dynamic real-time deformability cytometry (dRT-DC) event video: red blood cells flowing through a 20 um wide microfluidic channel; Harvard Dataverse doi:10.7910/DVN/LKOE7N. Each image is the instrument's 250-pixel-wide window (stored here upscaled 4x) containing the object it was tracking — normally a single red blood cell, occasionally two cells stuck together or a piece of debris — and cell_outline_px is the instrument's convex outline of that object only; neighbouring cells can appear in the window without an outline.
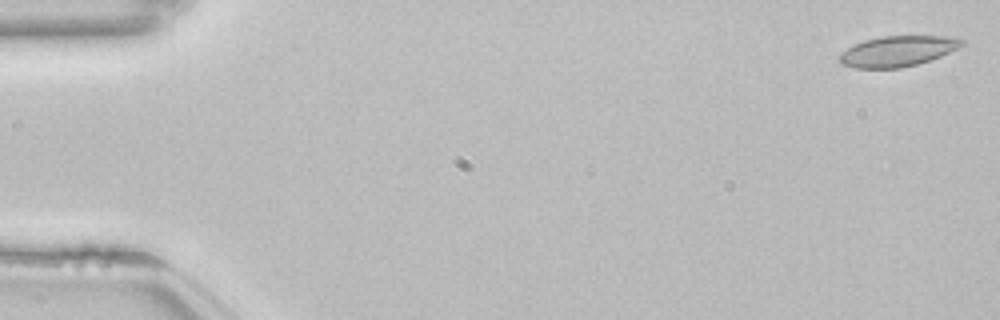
{"species": "common noctule bat (a hibernating species)", "species_latin": "Nyctalus noctula", "temperature_condition": "room temperature", "stored_images_in_passage": 49, "camera_frame_rate_fps": 3000, "um_per_image_px": 0.085, "animal": {"sex": "female", "body_mass_g": 22.7, "forearm_length_mm": 54.2}, "frame": {"image": 1, "passage_image": 1, "time_ms": 0.0, "image_size_px": [1000, 320], "cell_outline_px": [[964, 44], [960, 48], [940, 56], [916, 64], [900, 68], [852, 68], [840, 64], [836, 60], [836, 56], [840, 52], [864, 40], [880, 36], [956, 36], [964, 40]], "centroid_in_image_um": [76.27, 4.35], "position_along_channel_um": 8.7, "area_um2": 22.08}}
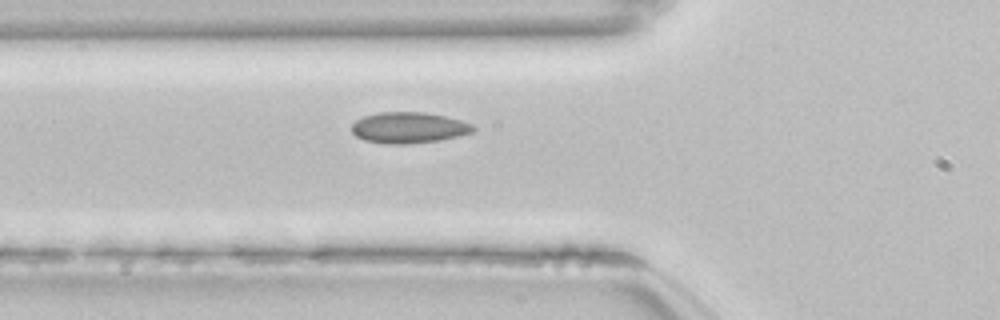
{"frame": {"image": 2, "passage_image": 19, "time_ms": 6.0, "image_size_px": [1000, 320], "cell_outline_px": [[476, 128], [472, 132], [460, 136], [440, 140], [408, 144], [384, 144], [364, 140], [356, 136], [352, 132], [352, 124], [356, 120], [364, 116], [380, 112], [424, 112], [444, 116], [460, 120], [472, 124]], "centroid_in_image_um": [34.74, 10.86], "position_along_channel_um": 91.1, "area_um2": 22.02}}
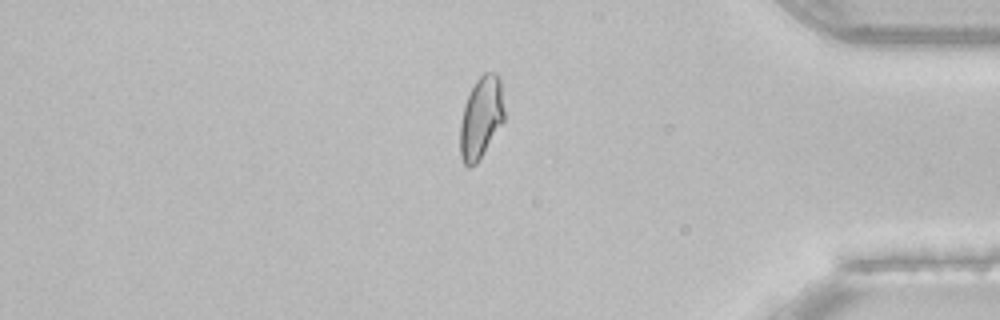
{"frame": {"image": 3, "passage_image": 45, "time_ms": 14.667, "image_size_px": [1000, 320], "cell_outline_px": [[504, 120], [476, 164], [468, 168], [464, 164], [460, 156], [460, 124], [464, 104], [476, 80], [484, 72], [496, 72], [500, 76], [504, 112]], "centroid_in_image_um": [40.88, 9.98], "position_along_channel_um": 394.3, "area_um2": 20.98}, "authors_computed_cell_mechanics": {"area_um2": 21.1548, "velocity_mm_per_s": 3.845, "shape_relaxation_time_tau1_ms": null, "shape_relaxation_time_tau2_ms": 1.2017, "deformation_change_tau1": null, "deformation_change_tau2": 0.0544}}